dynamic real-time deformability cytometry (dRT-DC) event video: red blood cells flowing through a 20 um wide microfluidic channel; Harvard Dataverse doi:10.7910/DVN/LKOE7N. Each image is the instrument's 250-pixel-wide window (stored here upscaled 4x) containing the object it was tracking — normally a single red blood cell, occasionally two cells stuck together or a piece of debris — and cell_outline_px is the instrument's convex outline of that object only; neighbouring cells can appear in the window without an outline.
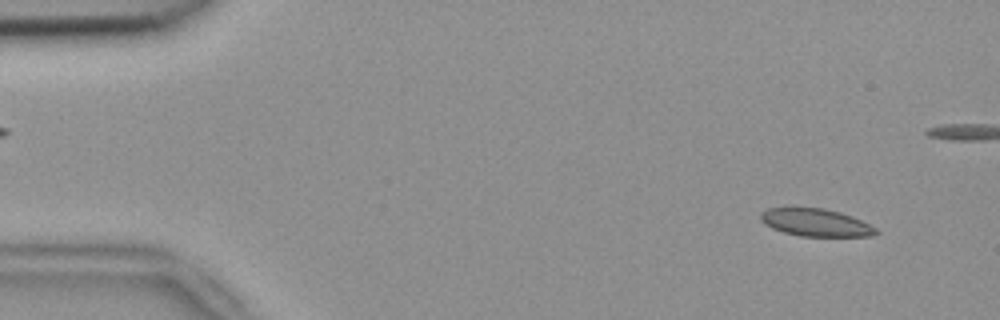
{"species": "common noctule bat (a hibernating species)", "species_latin": "Nyctalus noctula", "temperature_condition": "room temperature", "stored_images_in_passage": 51, "camera_frame_rate_fps": 3000, "um_per_image_px": 0.085, "animal": {"sex": "female", "body_mass_g": 18.4}, "frame": {"image": 1, "passage_image": 1, "time_ms": 0.0, "image_size_px": [1000, 320], "cell_outline_px": [[880, 232], [872, 236], [800, 236], [784, 232], [772, 228], [764, 224], [760, 220], [760, 212], [768, 208], [824, 208], [840, 212], [852, 216], [876, 228]], "centroid_in_image_um": [69.32, 18.92], "position_along_channel_um": 15.7, "area_um2": 18.5}}
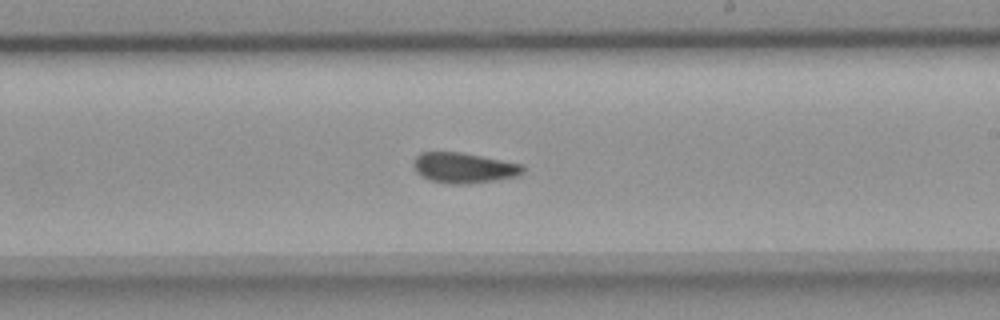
{"frame": {"image": 2, "passage_image": 28, "time_ms": 9.0, "image_size_px": [1000, 320], "cell_outline_px": [[524, 172], [520, 176], [468, 184], [448, 184], [428, 180], [416, 172], [412, 164], [412, 160], [420, 152], [460, 152], [524, 164]], "centroid_in_image_um": [39.42, 14.27], "position_along_channel_um": 249.6, "area_um2": 19.65}}
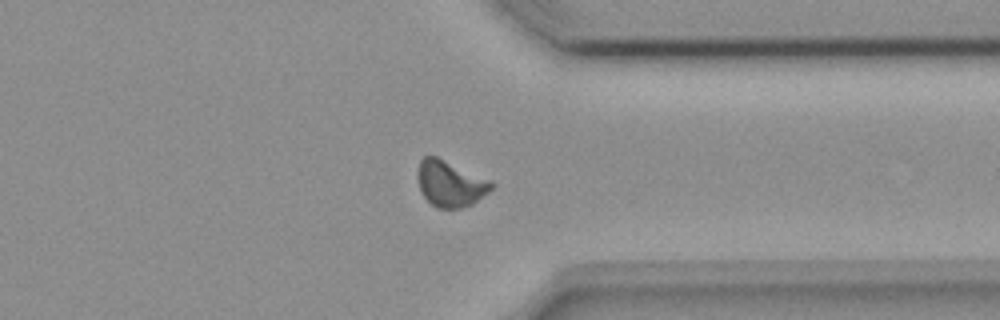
{"frame": {"image": 3, "passage_image": 38, "time_ms": 12.333, "image_size_px": [1000, 320], "cell_outline_px": [[496, 184], [488, 192], [472, 204], [460, 208], [436, 208], [420, 192], [416, 172], [420, 160], [424, 156], [436, 156], [492, 180]], "centroid_in_image_um": [38.26, 15.6], "position_along_channel_um": 373.1, "area_um2": 19.94}, "authors_computed_cell_mechanics": {"area_um2": 19.074, "velocity_mm_per_s": 3.7686, "shape_relaxation_time_tau1_ms": null, "shape_relaxation_time_tau2_ms": 2.2344, "deformation_change_tau1": null, "deformation_change_tau2": 0.0847}}